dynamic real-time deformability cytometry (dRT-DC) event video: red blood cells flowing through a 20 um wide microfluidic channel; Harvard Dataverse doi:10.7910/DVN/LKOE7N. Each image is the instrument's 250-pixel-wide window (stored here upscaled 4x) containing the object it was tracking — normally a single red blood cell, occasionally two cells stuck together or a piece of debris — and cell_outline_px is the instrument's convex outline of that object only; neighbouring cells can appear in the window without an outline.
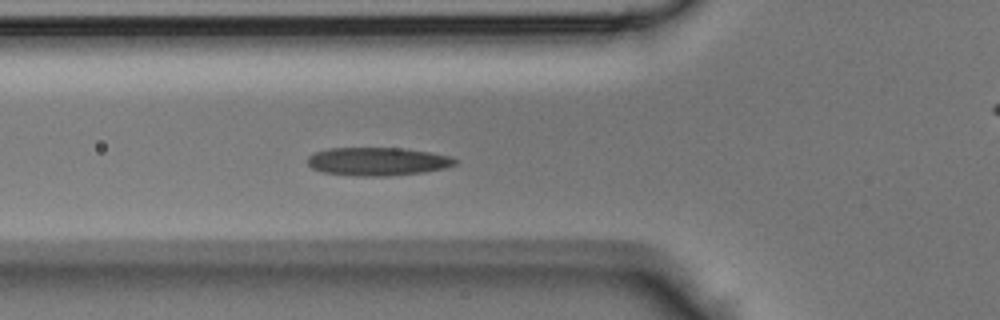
{"species": "Egyptian fruit bat (a non-hibernating species)", "species_latin": "Rousettus aegyptiacus", "temperature_condition": "room temperature", "stored_images_in_passage": 44, "camera_frame_rate_fps": 3000, "um_per_image_px": 0.085, "animal": {"sex": "male"}, "frame": {"image": 1, "passage_image": 15, "time_ms": 4.667, "image_size_px": [1000, 320], "cell_outline_px": [[456, 164], [444, 168], [424, 172], [392, 176], [352, 176], [320, 172], [312, 168], [308, 164], [308, 156], [316, 152], [328, 148], [400, 148], [428, 152], [452, 156], [456, 160]], "centroid_in_image_um": [32.07, 13.73], "position_along_channel_um": 93.7, "area_um2": 24.39}}
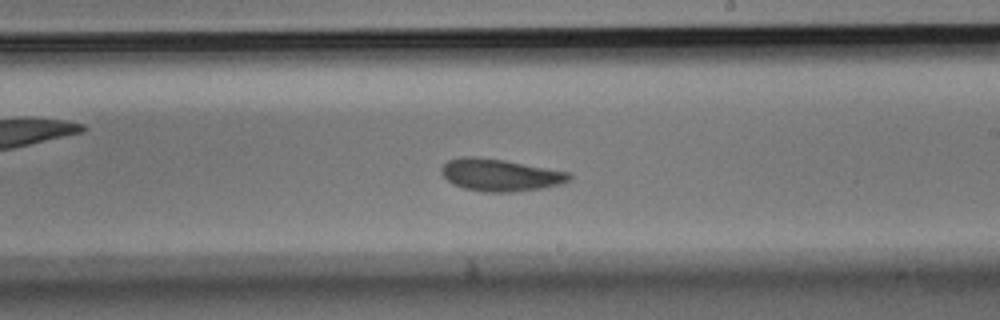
{"frame": {"image": 2, "passage_image": 25, "time_ms": 8.0, "image_size_px": [1000, 320], "cell_outline_px": [[572, 180], [560, 184], [544, 188], [512, 192], [484, 192], [464, 188], [452, 184], [440, 172], [440, 168], [448, 160], [460, 156], [476, 156], [504, 160], [568, 172], [572, 176]], "centroid_in_image_um": [42.49, 14.87], "position_along_channel_um": 246.5, "area_um2": 24.1}}
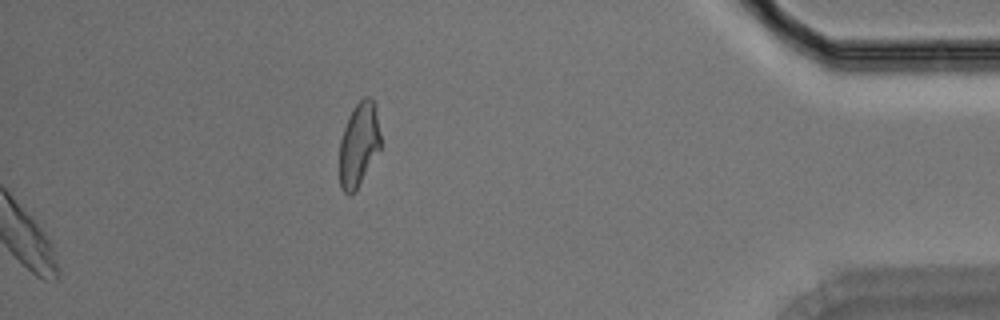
{"frame": {"image": 3, "passage_image": 44, "time_ms": 14.333, "image_size_px": [1000, 320], "cell_outline_px": [[380, 148], [356, 192], [352, 196], [348, 196], [340, 188], [340, 140], [348, 116], [352, 108], [364, 96], [372, 96], [376, 104], [380, 132]], "centroid_in_image_um": [30.5, 12.28], "position_along_channel_um": 404.7, "area_um2": 20.52}}